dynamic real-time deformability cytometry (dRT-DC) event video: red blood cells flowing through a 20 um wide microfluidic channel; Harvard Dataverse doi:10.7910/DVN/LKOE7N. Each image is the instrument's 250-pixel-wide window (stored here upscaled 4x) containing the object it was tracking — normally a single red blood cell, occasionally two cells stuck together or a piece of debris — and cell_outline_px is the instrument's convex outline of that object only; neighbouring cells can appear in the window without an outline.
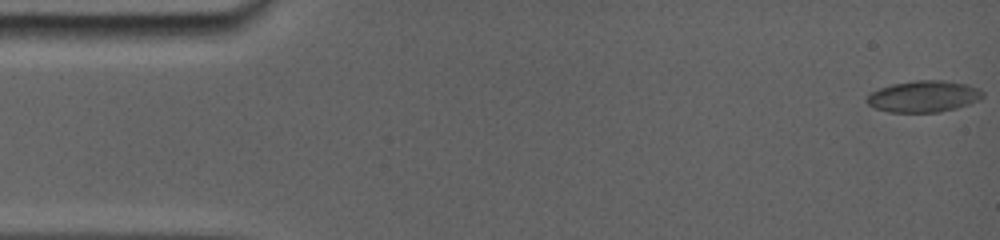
{"species": "common noctule bat (a hibernating species)", "species_latin": "Nyctalus noctula", "temperature_condition": "room temperature", "stored_images_in_passage": 18, "camera_frame_rate_fps": 5000, "um_per_image_px": 0.085, "animal": {"sex": "female", "body_mass_g": 19.0, "forearm_length_mm": 56.7}, "frame": {"image": 1, "passage_image": 1, "time_ms": 0.0, "image_size_px": [1000, 240], "cell_outline_px": [[984, 96], [968, 104], [956, 108], [936, 112], [892, 112], [876, 108], [868, 104], [864, 100], [868, 92], [892, 84], [916, 80], [944, 80], [968, 84], [980, 88], [984, 92]], "centroid_in_image_um": [78.49, 8.18], "position_along_channel_um": 6.5, "area_um2": 21.33}}
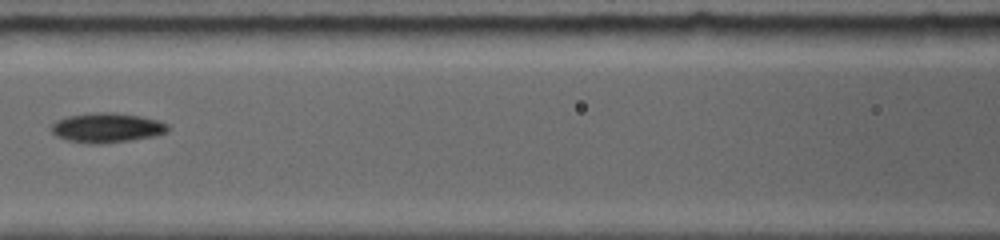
{"frame": {"image": 2, "passage_image": 11, "time_ms": 7.2, "image_size_px": [1000, 240], "cell_outline_px": [[168, 128], [164, 132], [148, 136], [124, 140], [72, 140], [60, 136], [52, 132], [52, 124], [68, 116], [96, 112], [112, 112], [140, 116], [156, 120], [168, 124]], "centroid_in_image_um": [9.11, 10.77], "position_along_channel_um": 157.5, "area_um2": 18.32}}
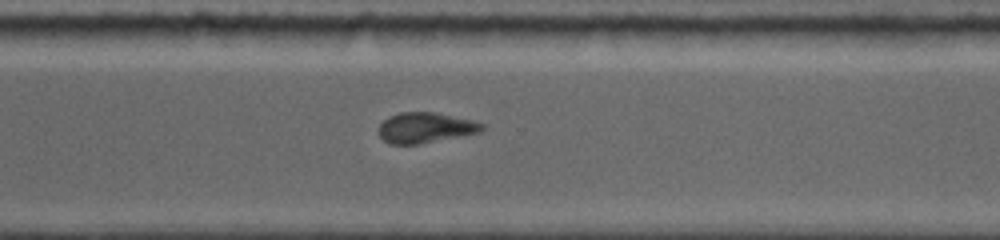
{"frame": {"image": 3, "passage_image": 18, "time_ms": 11.8, "image_size_px": [1000, 240], "cell_outline_px": [[484, 128], [480, 132], [420, 144], [392, 144], [384, 140], [376, 132], [380, 124], [388, 116], [400, 112], [432, 112], [472, 120], [484, 124]], "centroid_in_image_um": [36.11, 10.85], "position_along_channel_um": 334.5, "area_um2": 18.26}}